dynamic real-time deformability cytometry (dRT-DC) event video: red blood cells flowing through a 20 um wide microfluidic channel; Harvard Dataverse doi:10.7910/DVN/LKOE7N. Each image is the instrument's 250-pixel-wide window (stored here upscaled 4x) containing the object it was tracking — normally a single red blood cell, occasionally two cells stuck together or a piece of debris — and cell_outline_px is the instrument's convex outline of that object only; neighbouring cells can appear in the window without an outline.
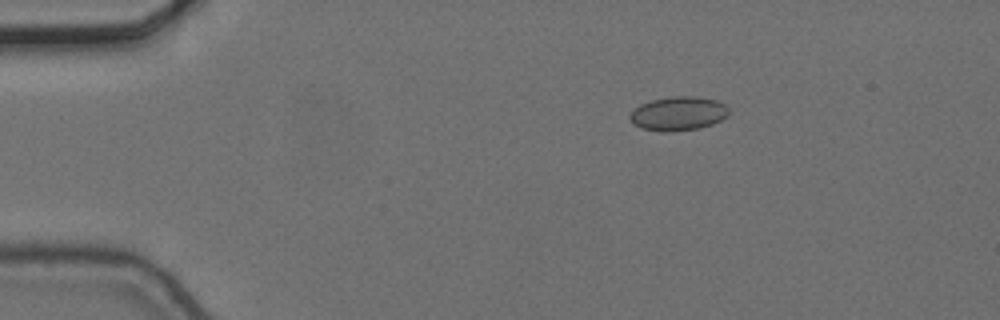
{"species": "common noctule bat (a hibernating species)", "species_latin": "Nyctalus noctula", "temperature_condition": "cold", "stored_images_in_passage": 4, "camera_frame_rate_fps": 3000, "um_per_image_px": 0.085, "animal": {"sex": "female", "body_mass_g": 24.6, "forearm_length_mm": 56.2}, "frame": {"image": 1, "passage_image": 3, "time_ms": 0.667, "image_size_px": [1000, 320], "cell_outline_px": [[728, 116], [712, 124], [700, 128], [664, 132], [640, 128], [628, 116], [640, 104], [652, 100], [672, 96], [696, 96], [716, 100], [724, 104], [728, 108]], "centroid_in_image_um": [57.67, 9.65], "position_along_channel_um": 27.3, "area_um2": 19.42}}